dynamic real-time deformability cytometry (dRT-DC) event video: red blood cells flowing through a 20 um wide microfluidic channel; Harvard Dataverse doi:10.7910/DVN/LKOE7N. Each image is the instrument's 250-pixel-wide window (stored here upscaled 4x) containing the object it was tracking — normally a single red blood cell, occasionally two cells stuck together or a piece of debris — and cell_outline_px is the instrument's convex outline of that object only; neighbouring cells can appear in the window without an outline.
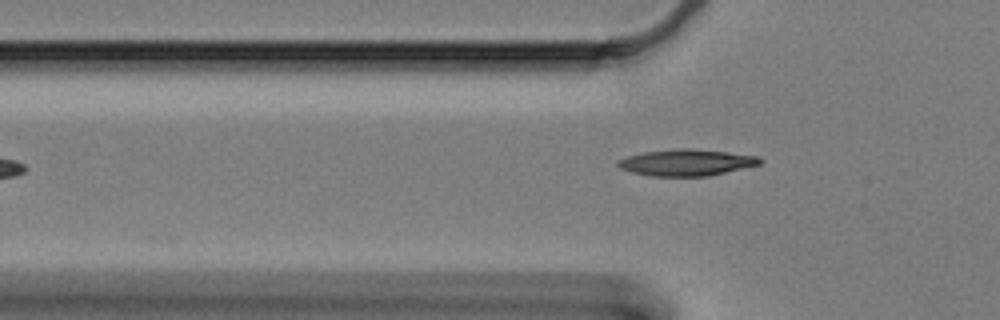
{"species": "Egyptian fruit bat (a non-hibernating species)", "species_latin": "Rousettus aegyptiacus", "temperature_condition": "cold", "stored_images_in_passage": 33, "camera_frame_rate_fps": 3000, "um_per_image_px": 0.085, "animal": {"sex": "female"}, "frame": {"image": 1, "passage_image": 4, "time_ms": 1.0, "image_size_px": [1000, 320], "cell_outline_px": [[764, 160], [760, 164], [708, 176], [652, 176], [632, 172], [620, 168], [616, 164], [616, 160], [628, 156], [644, 152], [680, 148], [692, 148], [728, 152], [760, 156]], "centroid_in_image_um": [58.36, 13.8], "position_along_channel_um": 67.4, "area_um2": 21.91}}
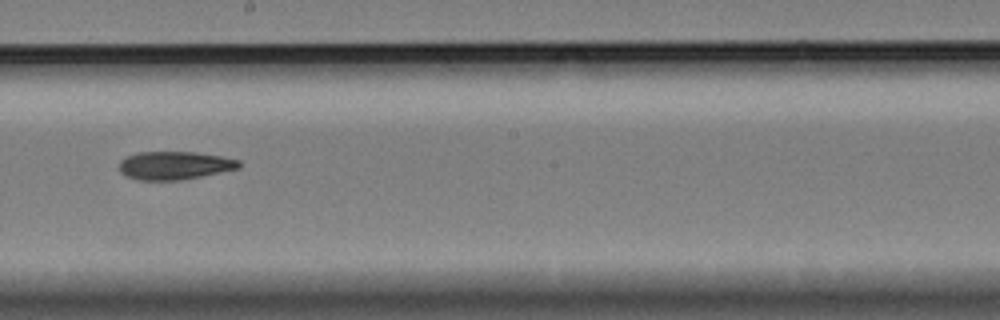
{"frame": {"image": 2, "passage_image": 19, "time_ms": 6.0, "image_size_px": [1000, 320], "cell_outline_px": [[240, 168], [180, 180], [136, 180], [124, 176], [120, 172], [120, 160], [128, 156], [140, 152], [192, 152], [220, 156], [240, 160]], "centroid_in_image_um": [14.81, 14.07], "position_along_channel_um": 233.4, "area_um2": 19.54}}
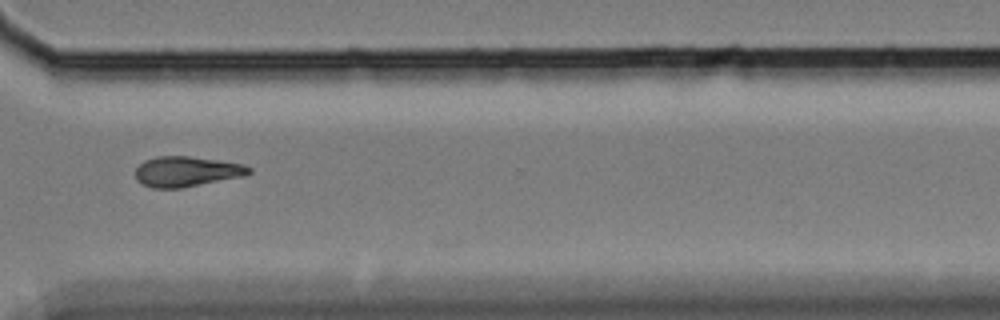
{"frame": {"image": 3, "passage_image": 30, "time_ms": 9.667, "image_size_px": [1000, 320], "cell_outline_px": [[252, 172], [244, 176], [184, 188], [152, 188], [136, 180], [136, 168], [144, 160], [156, 156], [188, 156], [244, 164], [252, 168]], "centroid_in_image_um": [15.87, 14.58], "position_along_channel_um": 354.7, "area_um2": 20.11}}